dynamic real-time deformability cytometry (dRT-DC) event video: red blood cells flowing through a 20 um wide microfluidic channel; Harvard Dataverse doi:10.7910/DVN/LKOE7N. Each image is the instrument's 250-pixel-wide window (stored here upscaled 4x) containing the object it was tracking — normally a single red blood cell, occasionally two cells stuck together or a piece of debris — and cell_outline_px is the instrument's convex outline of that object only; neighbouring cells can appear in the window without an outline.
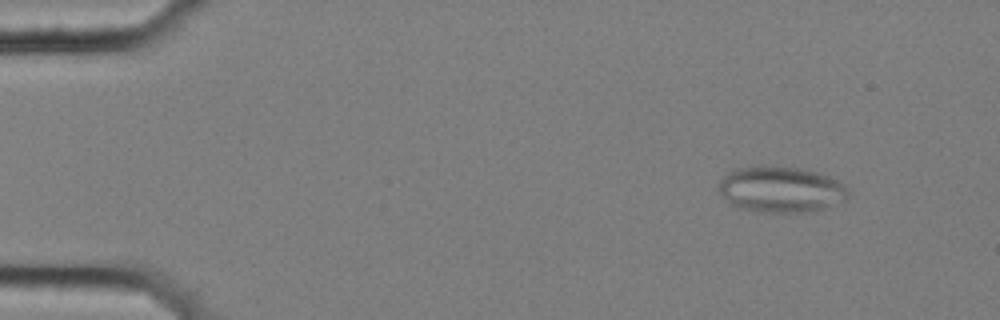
{"species": "common noctule bat (a hibernating species)", "species_latin": "Nyctalus noctula", "temperature_condition": "cold", "stored_images_in_passage": 58, "camera_frame_rate_fps": 3000, "um_per_image_px": 0.085, "animal": {"sex": "female", "body_mass_g": 25.1}, "frame": {"image": 1, "passage_image": 6, "time_ms": 1.667, "image_size_px": [1000, 320], "cell_outline_px": [[848, 196], [844, 200], [812, 212], [760, 212], [744, 208], [732, 204], [720, 192], [720, 180], [728, 172], [736, 168], [764, 164], [796, 168], [816, 172], [828, 176], [844, 184], [848, 188]], "centroid_in_image_um": [66.38, 16.08], "position_along_channel_um": 18.6, "area_um2": 34.51}}
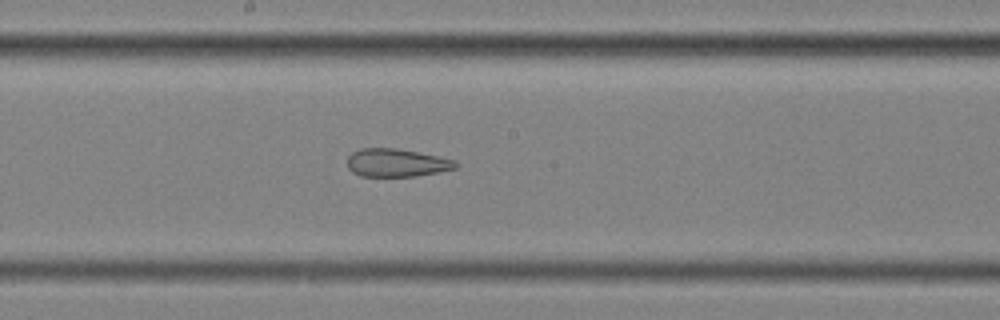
{"frame": {"image": 2, "passage_image": 31, "time_ms": 10.0, "image_size_px": [1000, 320], "cell_outline_px": [[456, 168], [440, 172], [416, 176], [360, 176], [352, 172], [348, 168], [348, 156], [352, 152], [360, 148], [396, 148], [456, 160]], "centroid_in_image_um": [33.68, 13.84], "position_along_channel_um": 214.5, "area_um2": 17.63}}
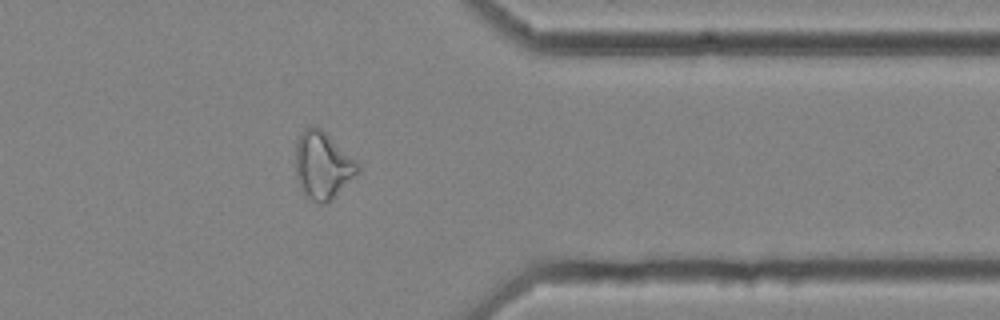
{"frame": {"image": 3, "passage_image": 46, "time_ms": 15.0, "image_size_px": [1000, 320], "cell_outline_px": [[360, 172], [332, 200], [324, 204], [320, 204], [304, 196], [300, 188], [296, 176], [296, 140], [304, 128], [308, 124], [320, 128], [356, 160], [360, 164]], "centroid_in_image_um": [27.43, 14.07], "position_along_channel_um": 384.0, "area_um2": 24.68}}